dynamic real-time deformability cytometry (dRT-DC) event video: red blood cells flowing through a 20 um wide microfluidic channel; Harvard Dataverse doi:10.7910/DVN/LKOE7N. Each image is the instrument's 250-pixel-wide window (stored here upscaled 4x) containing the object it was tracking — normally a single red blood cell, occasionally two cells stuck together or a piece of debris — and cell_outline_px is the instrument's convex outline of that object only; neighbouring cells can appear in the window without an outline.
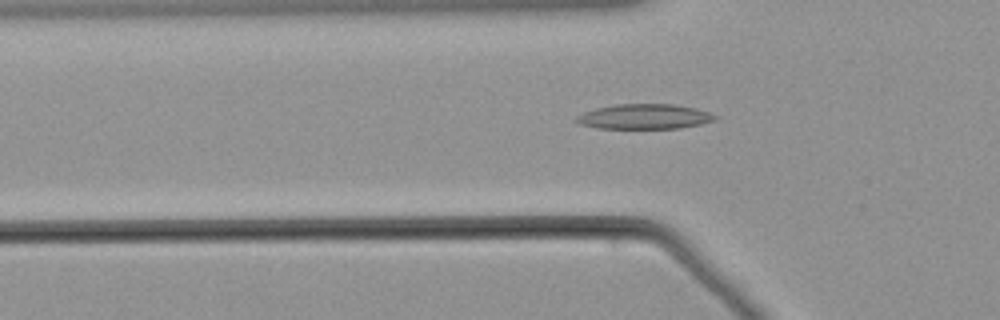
{"species": "common noctule bat (a hibernating species)", "species_latin": "Nyctalus noctula", "temperature_condition": "warm", "stored_images_in_passage": 56, "camera_frame_rate_fps": 3000, "um_per_image_px": 0.085, "animal": {"sex": "male", "body_mass_g": 21.5, "forearm_length_mm": 52.0}, "frame": {"image": 1, "passage_image": 18, "time_ms": 5.667, "image_size_px": [1000, 320], "cell_outline_px": [[720, 116], [716, 120], [700, 124], [680, 128], [596, 128], [580, 124], [576, 120], [576, 116], [584, 112], [596, 108], [616, 104], [676, 104], [696, 108]], "centroid_in_image_um": [54.81, 9.9], "position_along_channel_um": 71.0, "area_um2": 20.23}}
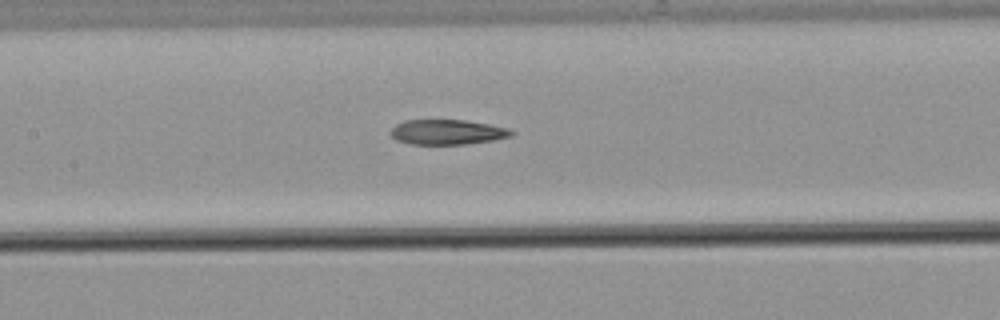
{"frame": {"image": 2, "passage_image": 26, "time_ms": 8.333, "image_size_px": [1000, 320], "cell_outline_px": [[516, 132], [512, 136], [492, 140], [468, 144], [412, 144], [396, 140], [388, 132], [396, 124], [404, 120], [464, 120], [488, 124], [508, 128]], "centroid_in_image_um": [38.01, 11.22], "position_along_channel_um": 169.4, "area_um2": 17.63}}
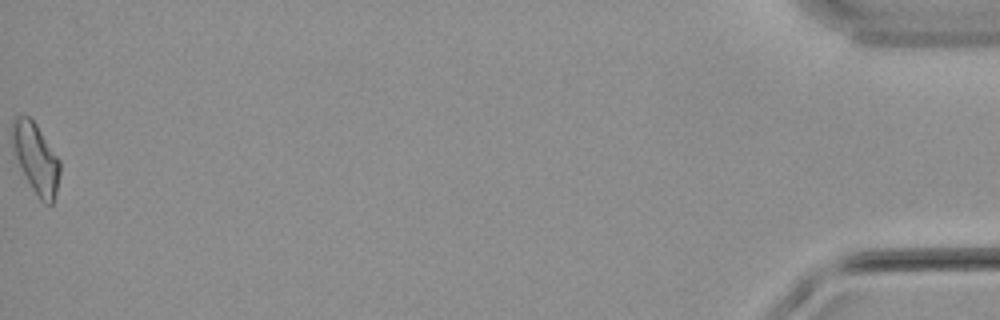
{"frame": {"image": 3, "passage_image": 56, "time_ms": 18.333, "image_size_px": [1000, 320], "cell_outline_px": [[60, 172], [56, 192], [52, 204], [44, 204], [40, 200], [32, 188], [16, 156], [12, 144], [12, 120], [16, 116], [28, 116], [36, 124], [60, 160]], "centroid_in_image_um": [3.07, 13.44], "position_along_channel_um": 432.1, "area_um2": 19.02}}